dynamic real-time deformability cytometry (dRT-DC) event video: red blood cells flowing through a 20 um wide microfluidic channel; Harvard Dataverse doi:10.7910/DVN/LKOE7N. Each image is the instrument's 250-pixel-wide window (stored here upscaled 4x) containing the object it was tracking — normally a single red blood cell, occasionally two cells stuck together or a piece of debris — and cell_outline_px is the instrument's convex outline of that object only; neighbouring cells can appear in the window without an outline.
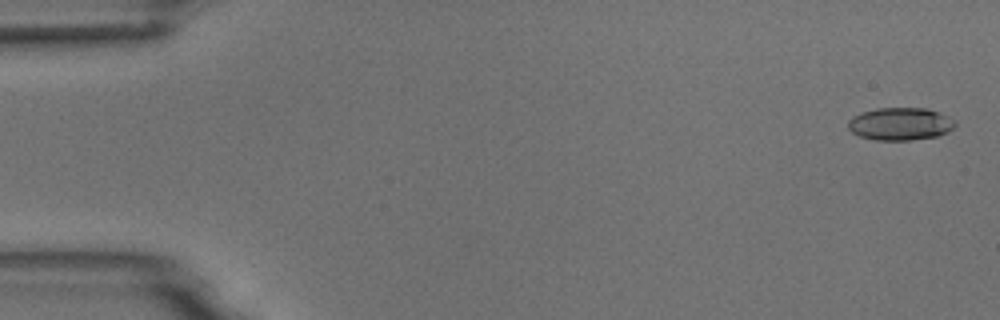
{"species": "common noctule bat (a hibernating species)", "species_latin": "Nyctalus noctula", "temperature_condition": "room temperature", "stored_images_in_passage": 5, "camera_frame_rate_fps": 3000, "um_per_image_px": 0.085, "animal": {"sex": "male", "body_mass_g": 18.8}, "frame": {"image": 1, "passage_image": 1, "time_ms": 0.0, "image_size_px": [1000, 320], "cell_outline_px": [[956, 124], [948, 132], [936, 136], [912, 140], [876, 140], [860, 136], [852, 132], [848, 128], [848, 120], [852, 116], [860, 112], [876, 108], [928, 108], [948, 116], [956, 120]], "centroid_in_image_um": [76.51, 10.52], "position_along_channel_um": 8.5, "area_um2": 20.52}}